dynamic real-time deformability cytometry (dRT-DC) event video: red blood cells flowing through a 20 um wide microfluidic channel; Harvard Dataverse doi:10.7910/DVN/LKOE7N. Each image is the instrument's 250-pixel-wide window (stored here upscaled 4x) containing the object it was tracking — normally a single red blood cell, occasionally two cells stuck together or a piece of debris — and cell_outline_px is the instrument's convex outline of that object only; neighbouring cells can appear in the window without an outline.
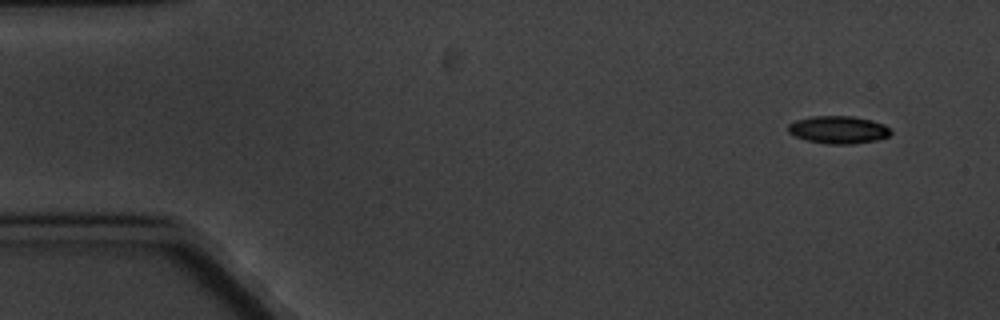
{"species": "common noctule bat (a hibernating species)", "species_latin": "Nyctalus noctula", "temperature_condition": "cold", "stored_images_in_passage": 4, "camera_frame_rate_fps": 3000, "um_per_image_px": 0.085, "animal": {"sex": "male", "body_mass_g": 20.1, "forearm_length_mm": 53.5}, "frame": {"image": 1, "passage_image": 1, "time_ms": 0.0, "image_size_px": [1000, 320], "cell_outline_px": [[892, 132], [888, 136], [876, 140], [852, 144], [824, 144], [808, 140], [796, 136], [788, 132], [788, 124], [796, 120], [812, 116], [852, 116], [872, 120], [884, 124]], "centroid_in_image_um": [71.26, 11.02], "position_along_channel_um": 13.7, "area_um2": 16.47}}
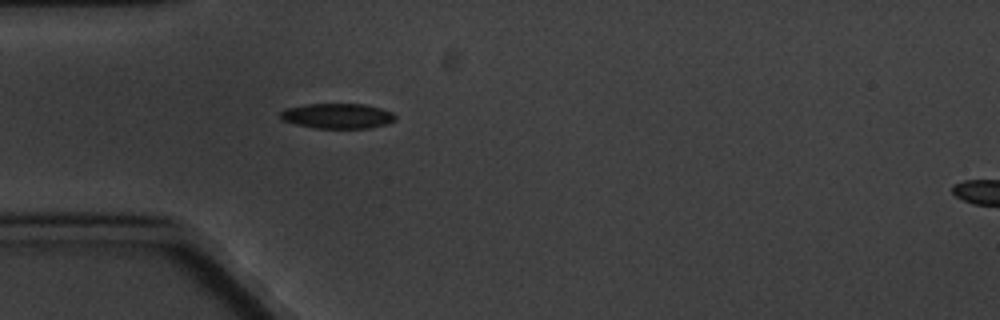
{"frame": {"image": 2, "passage_image": 4, "time_ms": 4.333, "image_size_px": [1000, 320], "cell_outline_px": [[396, 120], [388, 124], [368, 128], [316, 128], [296, 124], [280, 120], [280, 112], [288, 108], [304, 104], [364, 104], [380, 108], [392, 112], [396, 116]], "centroid_in_image_um": [28.7, 9.86], "position_along_channel_um": 56.3, "area_um2": 16.88}}